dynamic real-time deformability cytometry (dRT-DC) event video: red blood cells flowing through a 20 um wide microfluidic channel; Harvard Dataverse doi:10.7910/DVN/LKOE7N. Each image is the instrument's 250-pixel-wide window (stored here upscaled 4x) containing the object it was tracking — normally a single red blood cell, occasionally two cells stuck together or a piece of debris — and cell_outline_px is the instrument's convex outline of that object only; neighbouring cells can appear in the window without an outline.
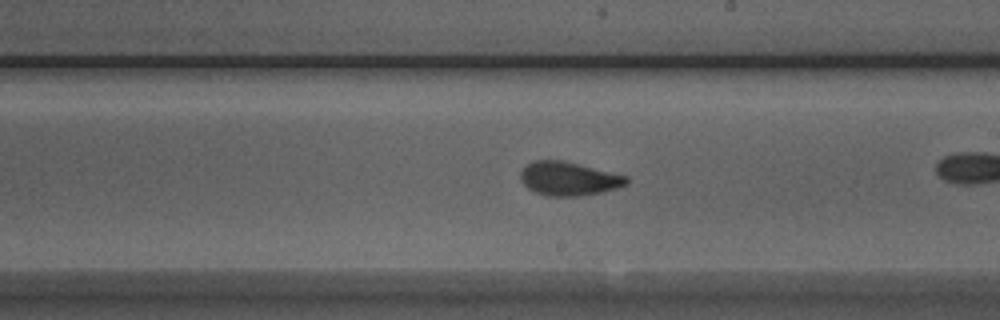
{"species": "Egyptian fruit bat (a non-hibernating species)", "species_latin": "Rousettus aegyptiacus", "temperature_condition": "room temperature", "stored_images_in_passage": 39, "camera_frame_rate_fps": 3000, "um_per_image_px": 0.085, "animal": {"sex": "male"}, "frame": {"image": 1, "passage_image": 28, "time_ms": 9.0, "image_size_px": [1000, 320], "cell_outline_px": [[628, 184], [616, 188], [600, 192], [580, 196], [544, 196], [528, 188], [520, 180], [520, 172], [532, 160], [564, 160], [628, 176]], "centroid_in_image_um": [48.33, 15.18], "position_along_channel_um": 240.7, "area_um2": 20.87}}
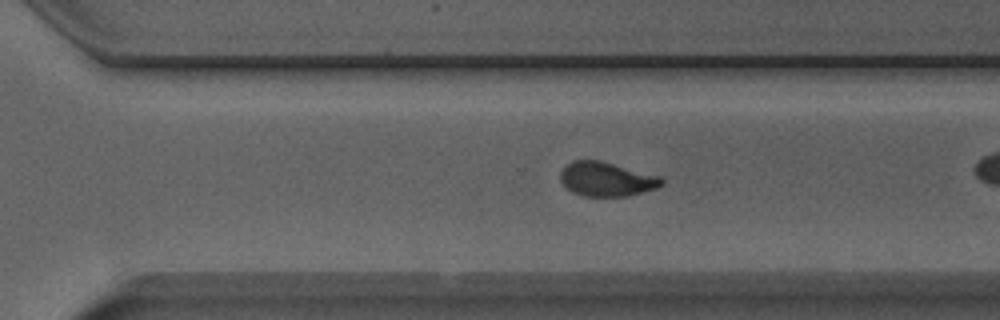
{"frame": {"image": 2, "passage_image": 34, "time_ms": 11.0, "image_size_px": [1000, 320], "cell_outline_px": [[664, 184], [656, 188], [628, 196], [584, 196], [572, 192], [560, 180], [560, 172], [572, 160], [600, 160], [660, 176], [664, 180]], "centroid_in_image_um": [51.57, 15.22], "position_along_channel_um": 319.0, "area_um2": 20.11}}